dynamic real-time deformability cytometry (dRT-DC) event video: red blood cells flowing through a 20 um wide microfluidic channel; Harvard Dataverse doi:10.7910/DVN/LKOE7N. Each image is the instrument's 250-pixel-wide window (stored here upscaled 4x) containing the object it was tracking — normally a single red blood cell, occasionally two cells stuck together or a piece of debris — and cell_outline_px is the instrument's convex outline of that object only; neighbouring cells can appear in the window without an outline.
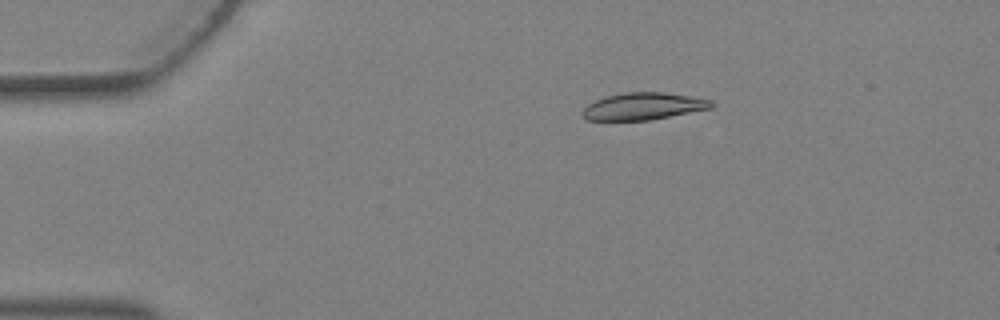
{"species": "Egyptian fruit bat (a non-hibernating species)", "species_latin": "Rousettus aegyptiacus", "temperature_condition": "warm", "stored_images_in_passage": 3, "camera_frame_rate_fps": 3000, "um_per_image_px": 0.085, "animal": {"sex": "female"}, "frame": {"image": 1, "passage_image": 2, "time_ms": 0.333, "image_size_px": [1000, 320], "cell_outline_px": [[716, 104], [712, 108], [648, 120], [588, 120], [580, 116], [580, 112], [588, 104], [604, 96], [624, 92], [664, 92], [692, 96], [712, 100]], "centroid_in_image_um": [54.67, 9.02], "position_along_channel_um": 30.3, "area_um2": 20.52}}